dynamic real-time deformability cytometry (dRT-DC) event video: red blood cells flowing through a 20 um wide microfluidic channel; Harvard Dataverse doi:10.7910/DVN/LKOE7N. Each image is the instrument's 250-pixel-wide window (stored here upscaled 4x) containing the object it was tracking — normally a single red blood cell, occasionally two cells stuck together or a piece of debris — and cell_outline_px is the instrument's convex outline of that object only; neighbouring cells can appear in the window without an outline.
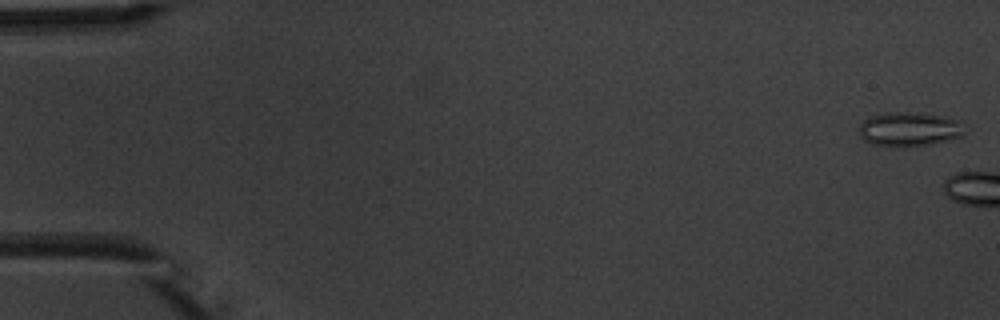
{"species": "common noctule bat (a hibernating species)", "species_latin": "Nyctalus noctula", "temperature_condition": "warm", "stored_images_in_passage": 9, "camera_frame_rate_fps": 3000, "um_per_image_px": 0.085, "animal": {"sex": "male", "body_mass_g": 20.1, "forearm_length_mm": 53.5}, "frame": {"image": 1, "passage_image": 1, "time_ms": 0.0, "image_size_px": [1000, 320], "cell_outline_px": [[960, 136], [932, 144], [904, 148], [872, 144], [864, 140], [860, 136], [860, 124], [868, 116], [888, 112], [916, 112], [944, 116], [956, 120], [960, 132]], "centroid_in_image_um": [77.17, 10.99], "position_along_channel_um": 7.8, "area_um2": 20.81}}
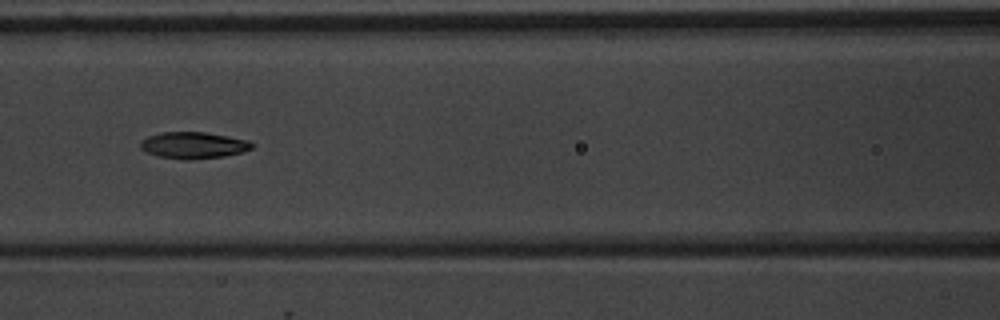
{"frame": {"image": 2, "passage_image": 9, "time_ms": 9.0, "image_size_px": [1000, 320], "cell_outline_px": [[252, 148], [244, 152], [224, 156], [192, 160], [184, 160], [156, 156], [140, 148], [140, 140], [148, 136], [160, 132], [204, 132], [228, 136], [248, 140], [252, 144]], "centroid_in_image_um": [16.42, 12.35], "position_along_channel_um": 150.2, "area_um2": 17.4}}